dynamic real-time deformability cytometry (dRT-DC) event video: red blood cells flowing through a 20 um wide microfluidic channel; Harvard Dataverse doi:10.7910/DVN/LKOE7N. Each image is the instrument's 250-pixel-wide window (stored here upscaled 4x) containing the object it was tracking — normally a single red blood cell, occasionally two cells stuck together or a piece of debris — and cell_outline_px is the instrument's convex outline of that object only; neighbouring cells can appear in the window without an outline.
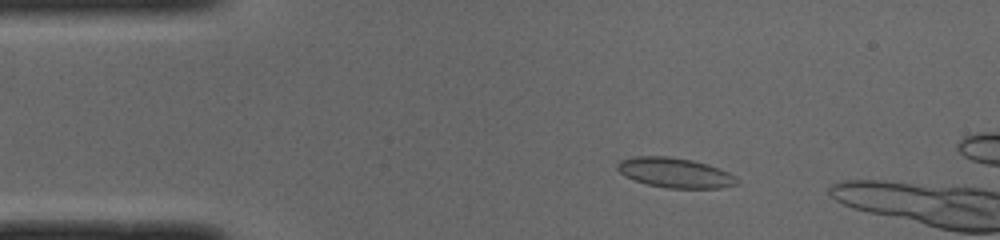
{"species": "common noctule bat (a hibernating species)", "species_latin": "Nyctalus noctula", "temperature_condition": "cold", "stored_images_in_passage": 5, "camera_frame_rate_fps": 3000, "um_per_image_px": 0.085, "animal": {"sex": "male", "body_mass_g": 19.0, "forearm_length_mm": 50.8}, "frame": {"image": 1, "passage_image": 2, "time_ms": 0.333, "image_size_px": [1000, 240], "cell_outline_px": [[736, 184], [720, 188], [668, 188], [648, 184], [624, 176], [616, 168], [616, 164], [620, 160], [632, 156], [668, 156], [692, 160], [708, 164], [728, 172], [736, 176]], "centroid_in_image_um": [57.34, 14.67], "position_along_channel_um": 27.7, "area_um2": 20.75}}